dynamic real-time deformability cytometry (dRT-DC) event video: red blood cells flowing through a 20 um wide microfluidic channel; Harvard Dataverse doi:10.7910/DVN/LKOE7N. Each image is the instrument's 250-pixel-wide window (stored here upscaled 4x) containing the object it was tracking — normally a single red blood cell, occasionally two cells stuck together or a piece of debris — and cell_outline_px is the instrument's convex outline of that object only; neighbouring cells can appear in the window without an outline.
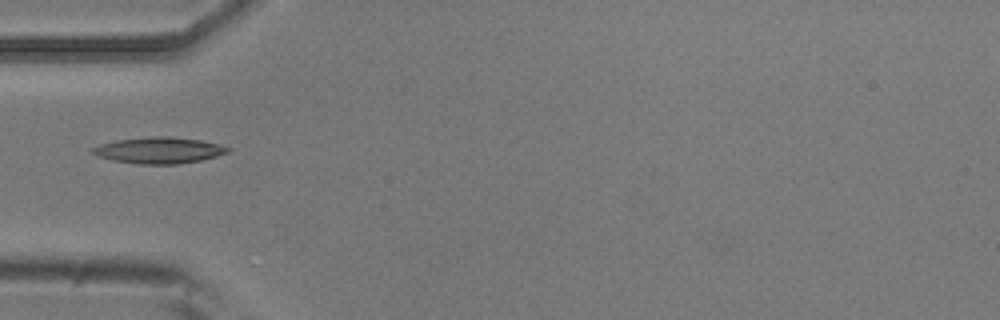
{"species": "common noctule bat (a hibernating species)", "species_latin": "Nyctalus noctula", "temperature_condition": "room temperature", "stored_images_in_passage": 8, "camera_frame_rate_fps": 3000, "um_per_image_px": 0.085, "animal": {"sex": "male", "body_mass_g": 20.5, "forearm_length_mm": 52.5}, "frame": {"image": 1, "passage_image": 4, "time_ms": 1.0, "image_size_px": [1000, 320], "cell_outline_px": [[232, 148], [228, 152], [216, 156], [200, 160], [180, 164], [136, 164], [112, 160], [96, 156], [92, 152], [92, 148], [100, 144], [116, 140], [152, 136], [168, 136], [200, 140], [220, 144]], "centroid_in_image_um": [13.51, 12.77], "position_along_channel_um": 71.5, "area_um2": 20.75}}
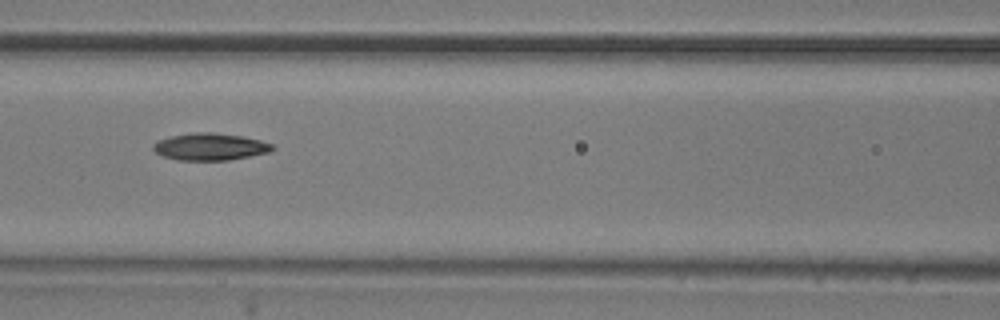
{"frame": {"image": 2, "passage_image": 6, "time_ms": 1.667, "image_size_px": [1000, 320], "cell_outline_px": [[276, 148], [268, 152], [228, 160], [176, 160], [164, 156], [156, 152], [152, 148], [152, 144], [156, 140], [172, 136], [192, 132], [212, 132], [244, 136], [260, 140], [272, 144]], "centroid_in_image_um": [17.83, 12.46], "position_along_channel_um": 148.8, "area_um2": 18.84}}
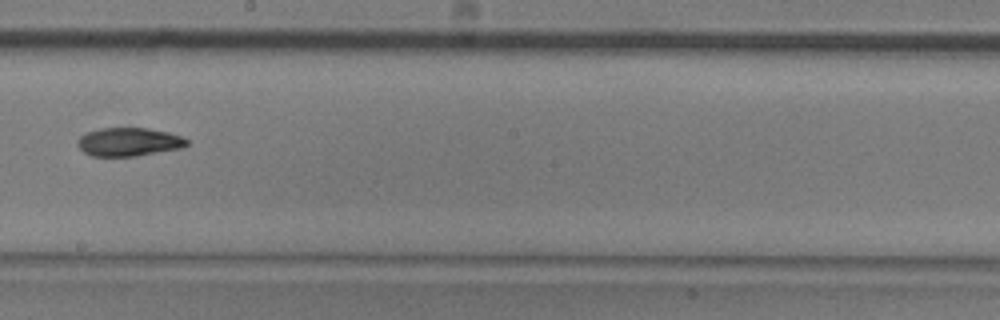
{"frame": {"image": 3, "passage_image": 8, "time_ms": 2.333, "image_size_px": [1000, 320], "cell_outline_px": [[188, 144], [184, 148], [136, 156], [92, 156], [84, 152], [76, 144], [80, 136], [88, 132], [100, 128], [148, 128], [168, 132], [180, 136], [188, 140]], "centroid_in_image_um": [10.97, 12.06], "position_along_channel_um": 237.2, "area_um2": 18.15}}